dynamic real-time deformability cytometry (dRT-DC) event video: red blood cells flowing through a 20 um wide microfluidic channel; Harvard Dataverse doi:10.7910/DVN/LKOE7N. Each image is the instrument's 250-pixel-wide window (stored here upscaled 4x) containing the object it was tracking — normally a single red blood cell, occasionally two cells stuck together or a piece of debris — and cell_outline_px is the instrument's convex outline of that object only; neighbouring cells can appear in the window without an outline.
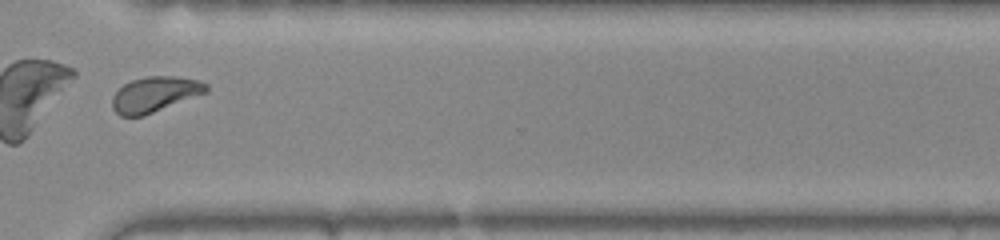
{"species": "common noctule bat (a hibernating species)", "species_latin": "Nyctalus noctula", "temperature_condition": "warm", "stored_images_in_passage": 38, "camera_frame_rate_fps": 3000, "um_per_image_px": 0.085, "animal": {"sex": "female", "body_mass_g": 22.0, "forearm_length_mm": 56.7}, "frame": {"image": 1, "passage_image": 33, "time_ms": 10.667, "image_size_px": [1000, 240], "cell_outline_px": [[208, 92], [144, 116], [120, 116], [112, 108], [112, 96], [124, 84], [132, 80], [148, 76], [176, 76], [200, 80], [208, 84]], "centroid_in_image_um": [13.18, 8.02], "position_along_channel_um": 357.4, "area_um2": 19.48}, "authors_computed_cell_mechanics": {"area_um2": 19.4208, "velocity_mm_per_s": 3.9628, "shape_relaxation_time_tau1_ms": 4.1239, "shape_relaxation_time_tau2_ms": 1.1893, "deformation_change_tau1": 0.1359, "deformation_change_tau2": 0.063}}